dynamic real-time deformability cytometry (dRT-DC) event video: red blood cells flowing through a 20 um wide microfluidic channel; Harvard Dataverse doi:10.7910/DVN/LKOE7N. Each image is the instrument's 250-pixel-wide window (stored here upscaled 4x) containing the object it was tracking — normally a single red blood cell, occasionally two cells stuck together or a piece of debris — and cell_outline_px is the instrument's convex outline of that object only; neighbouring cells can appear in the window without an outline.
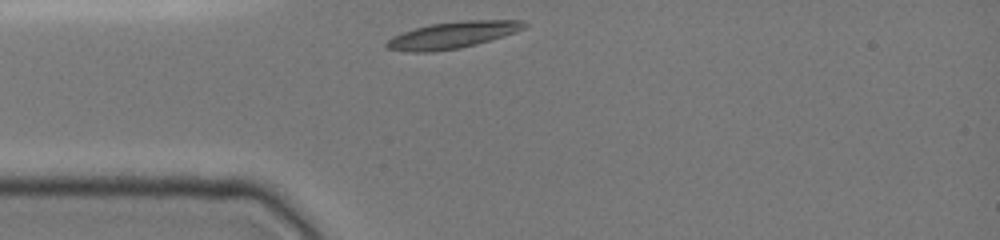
{"species": "common noctule bat (a hibernating species)", "species_latin": "Nyctalus noctula", "temperature_condition": "cold", "stored_images_in_passage": 29, "camera_frame_rate_fps": 3000, "um_per_image_px": 0.085, "animal": {"sex": "female", "body_mass_g": 19.0, "forearm_length_mm": 51.5}, "frame": {"image": 1, "passage_image": 1, "time_ms": 0.0, "image_size_px": [1000, 240], "cell_outline_px": [[528, 24], [524, 28], [516, 32], [504, 36], [476, 44], [460, 48], [432, 52], [412, 52], [388, 48], [384, 44], [392, 36], [416, 28], [432, 24], [460, 20], [520, 20]], "centroid_in_image_um": [38.49, 2.97], "position_along_channel_um": 46.5, "area_um2": 21.21}}
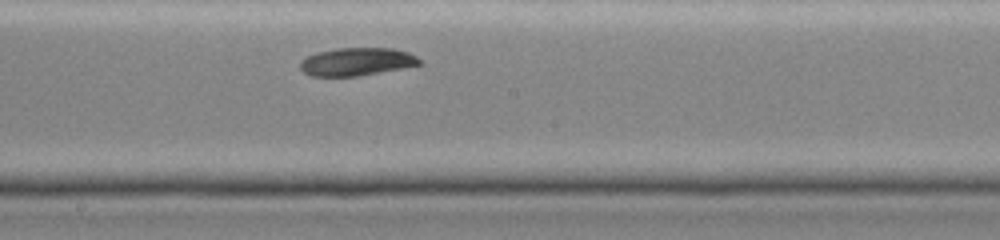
{"frame": {"image": 2, "passage_image": 15, "time_ms": 4.667, "image_size_px": [1000, 240], "cell_outline_px": [[420, 64], [400, 68], [356, 76], [312, 76], [304, 72], [300, 68], [300, 60], [316, 52], [336, 48], [392, 48], [408, 52], [416, 56], [420, 60]], "centroid_in_image_um": [30.27, 5.23], "position_along_channel_um": 217.9, "area_um2": 19.19}}
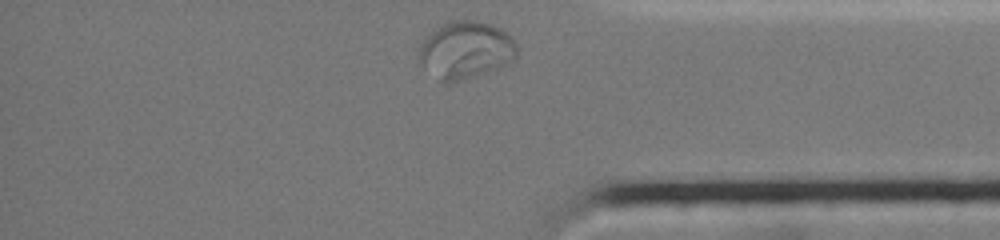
{"frame": {"image": 3, "passage_image": 29, "time_ms": 9.333, "image_size_px": [1000, 240], "cell_outline_px": [[516, 60], [500, 68], [476, 76], [444, 84], [416, 60], [416, 52], [424, 36], [432, 28], [440, 24], [452, 20], [476, 20], [492, 24], [508, 32], [512, 36], [516, 44]], "centroid_in_image_um": [39.55, 4.23], "position_along_channel_um": 395.7, "area_um2": 33.76}, "authors_computed_cell_mechanics": {"area_um2": 20.0566, "velocity_mm_per_s": 3.8758, "shape_relaxation_time_tau1_ms": null, "shape_relaxation_time_tau2_ms": 3.3711, "deformation_change_tau1": null, "deformation_change_tau2": 0.0484}}